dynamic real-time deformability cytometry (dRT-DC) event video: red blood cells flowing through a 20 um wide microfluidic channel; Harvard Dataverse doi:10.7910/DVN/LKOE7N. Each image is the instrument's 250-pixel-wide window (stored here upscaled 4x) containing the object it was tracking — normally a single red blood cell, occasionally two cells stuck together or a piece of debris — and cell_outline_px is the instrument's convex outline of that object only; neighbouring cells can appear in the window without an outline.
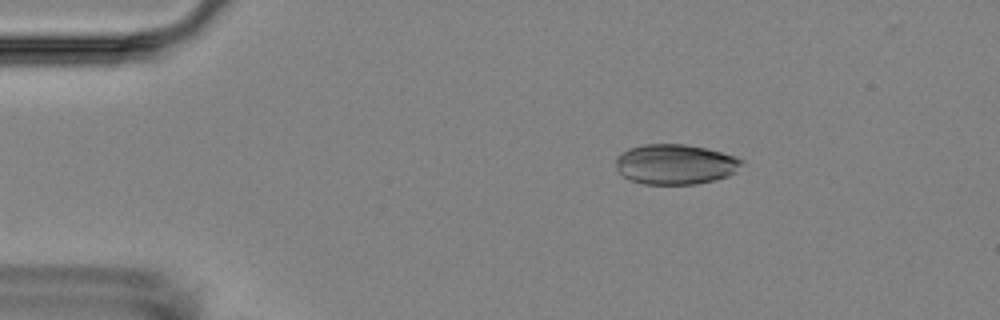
{"species": "Egyptian fruit bat (a non-hibernating species)", "species_latin": "Rousettus aegyptiacus", "temperature_condition": "room temperature", "stored_images_in_passage": 4, "camera_frame_rate_fps": 3000, "um_per_image_px": 0.085, "animal": {"sex": "female"}, "frame": {"image": 1, "passage_image": 1, "time_ms": 0.0, "image_size_px": [1000, 320], "cell_outline_px": [[744, 164], [736, 172], [728, 176], [716, 180], [696, 184], [644, 184], [628, 180], [616, 168], [616, 156], [620, 152], [628, 148], [644, 144], [684, 144], [704, 148], [736, 156], [744, 160]], "centroid_in_image_um": [57.4, 13.97], "position_along_channel_um": 27.6, "area_um2": 29.77}}